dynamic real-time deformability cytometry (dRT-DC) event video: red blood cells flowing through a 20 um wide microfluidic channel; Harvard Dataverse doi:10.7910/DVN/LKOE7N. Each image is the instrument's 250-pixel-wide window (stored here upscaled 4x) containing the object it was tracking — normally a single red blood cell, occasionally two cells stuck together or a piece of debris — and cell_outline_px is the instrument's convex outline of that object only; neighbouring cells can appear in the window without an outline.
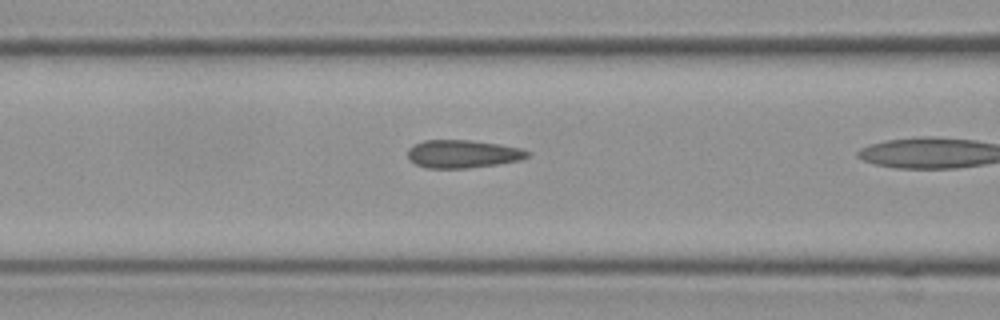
{"species": "Egyptian fruit bat (a non-hibernating species)", "species_latin": "Rousettus aegyptiacus", "temperature_condition": "cold", "stored_images_in_passage": 10, "camera_frame_rate_fps": 3000, "um_per_image_px": 0.085, "frame": {"image": 1, "passage_image": 9, "time_ms": 2.667, "image_size_px": [1000, 320], "cell_outline_px": [[528, 156], [520, 160], [496, 164], [468, 168], [428, 168], [416, 164], [408, 160], [408, 148], [424, 140], [472, 140], [500, 144], [520, 148], [528, 152]], "centroid_in_image_um": [39.3, 13.08], "position_along_channel_um": 127.3, "area_um2": 19.42}}